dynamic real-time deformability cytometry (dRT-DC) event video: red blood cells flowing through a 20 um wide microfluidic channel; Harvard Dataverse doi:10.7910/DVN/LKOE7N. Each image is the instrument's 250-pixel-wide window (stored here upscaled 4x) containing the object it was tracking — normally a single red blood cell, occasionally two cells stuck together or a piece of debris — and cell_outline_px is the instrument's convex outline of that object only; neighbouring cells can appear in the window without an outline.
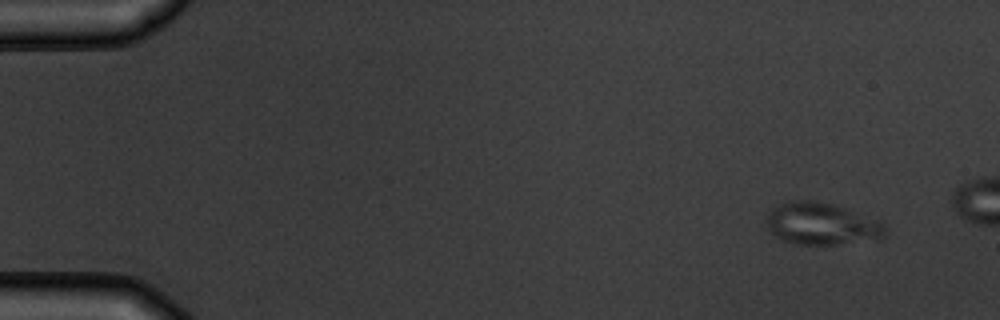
{"species": "common noctule bat (a hibernating species)", "species_latin": "Nyctalus noctula", "temperature_condition": "warm", "stored_images_in_passage": 4, "camera_frame_rate_fps": 3000, "um_per_image_px": 0.085, "animal": {"sex": "male", "body_mass_g": 19.5, "forearm_length_mm": 54.6}, "frame": {"image": 1, "passage_image": 1, "time_ms": 0.0, "image_size_px": [1000, 320], "cell_outline_px": [[888, 228], [884, 236], [836, 244], [796, 244], [772, 236], [764, 220], [772, 208], [780, 204], [792, 200], [812, 200], [832, 204], [880, 220]], "centroid_in_image_um": [69.77, 19.01], "position_along_channel_um": 15.2, "area_um2": 28.9}}